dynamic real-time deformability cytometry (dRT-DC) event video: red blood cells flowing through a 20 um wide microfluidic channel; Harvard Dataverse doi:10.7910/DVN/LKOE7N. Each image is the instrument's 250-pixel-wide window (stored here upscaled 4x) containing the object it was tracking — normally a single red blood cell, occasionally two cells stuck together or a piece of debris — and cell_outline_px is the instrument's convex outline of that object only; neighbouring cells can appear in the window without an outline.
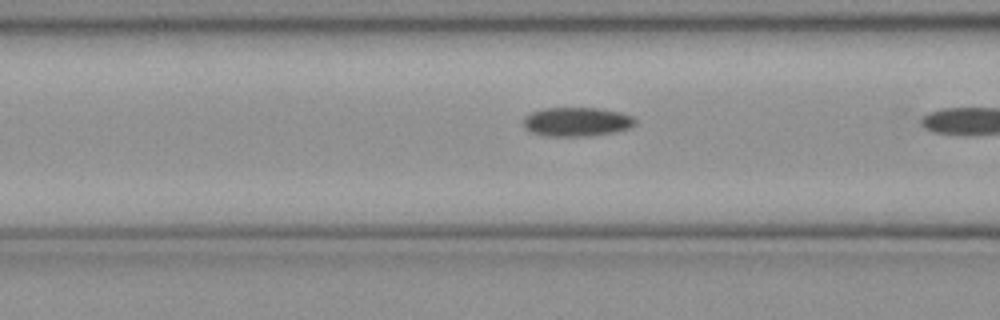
{"species": "common noctule bat (a hibernating species)", "species_latin": "Nyctalus noctula", "temperature_condition": "cold", "stored_images_in_passage": 7, "camera_frame_rate_fps": 3000, "um_per_image_px": 0.085, "animal": {"sex": "female", "body_mass_g": 21.9}, "frame": {"image": 1, "passage_image": 6, "time_ms": 1.667, "image_size_px": [1000, 320], "cell_outline_px": [[636, 124], [632, 128], [616, 132], [592, 136], [544, 136], [532, 132], [524, 128], [524, 116], [532, 112], [544, 108], [600, 108], [620, 112], [632, 116], [636, 120]], "centroid_in_image_um": [49.06, 10.36], "position_along_channel_um": 117.5, "area_um2": 19.19}}